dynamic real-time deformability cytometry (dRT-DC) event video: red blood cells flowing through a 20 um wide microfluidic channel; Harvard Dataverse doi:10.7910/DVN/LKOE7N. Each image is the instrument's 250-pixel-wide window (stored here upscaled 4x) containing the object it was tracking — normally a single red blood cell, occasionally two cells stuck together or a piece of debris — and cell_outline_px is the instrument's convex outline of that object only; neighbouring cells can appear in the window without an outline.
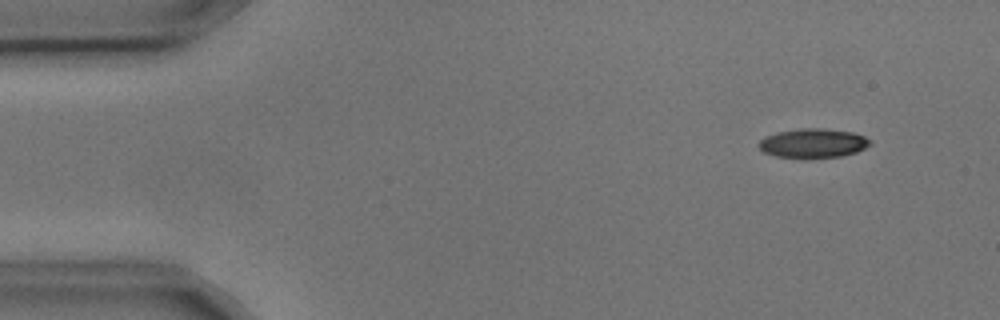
{"species": "common noctule bat (a hibernating species)", "species_latin": "Nyctalus noctula", "temperature_condition": "cold", "stored_images_in_passage": 5, "camera_frame_rate_fps": 3000, "um_per_image_px": 0.085, "animal": {"sex": "male", "body_mass_g": 17.9, "forearm_length_mm": 54.2}, "frame": {"image": 1, "passage_image": 1, "time_ms": 0.0, "image_size_px": [1000, 320], "cell_outline_px": [[872, 144], [856, 152], [840, 156], [808, 160], [800, 160], [776, 156], [764, 152], [756, 144], [764, 136], [776, 132], [800, 128], [824, 128], [852, 132], [864, 136], [872, 140]], "centroid_in_image_um": [69.08, 12.2], "position_along_channel_um": 15.9, "area_um2": 19.65}}